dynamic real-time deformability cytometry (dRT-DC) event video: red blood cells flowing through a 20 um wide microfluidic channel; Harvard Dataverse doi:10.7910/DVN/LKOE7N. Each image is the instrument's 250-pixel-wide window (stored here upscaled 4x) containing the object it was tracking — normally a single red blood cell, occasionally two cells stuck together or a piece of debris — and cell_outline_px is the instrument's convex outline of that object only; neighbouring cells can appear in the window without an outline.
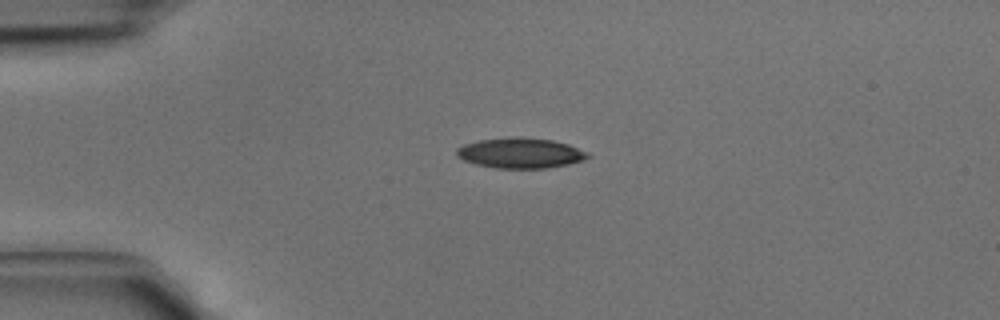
{"species": "common noctule bat (a hibernating species)", "species_latin": "Nyctalus noctula", "temperature_condition": "cold", "stored_images_in_passage": 33, "camera_frame_rate_fps": 3000, "um_per_image_px": 0.085, "animal": {"sex": "male", "body_mass_g": 15.6}, "frame": {"image": 1, "passage_image": 1, "time_ms": 0.0, "image_size_px": [1000, 320], "cell_outline_px": [[588, 156], [584, 160], [568, 164], [548, 168], [496, 168], [476, 164], [464, 160], [456, 156], [456, 148], [464, 144], [480, 140], [516, 136], [552, 140], [568, 144], [588, 152]], "centroid_in_image_um": [44.22, 13.0], "position_along_channel_um": 40.8, "area_um2": 23.12}}
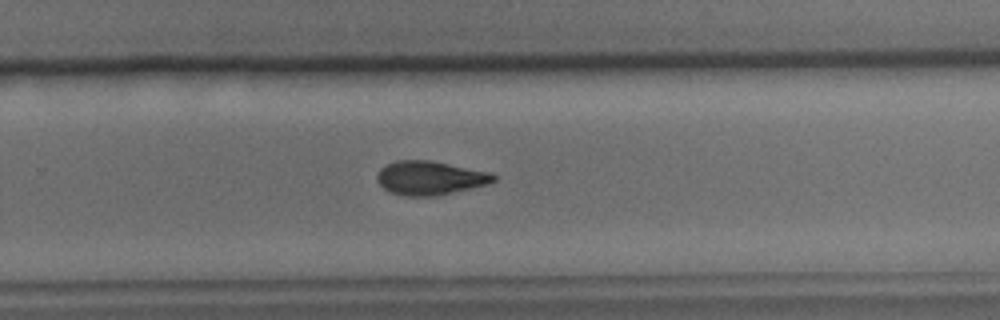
{"frame": {"image": 2, "passage_image": 19, "time_ms": 6.0, "image_size_px": [1000, 320], "cell_outline_px": [[496, 180], [488, 184], [436, 196], [408, 196], [392, 192], [384, 188], [376, 180], [376, 176], [380, 168], [396, 160], [432, 160], [492, 172], [496, 176]], "centroid_in_image_um": [36.57, 15.11], "position_along_channel_um": 293.2, "area_um2": 23.06}}
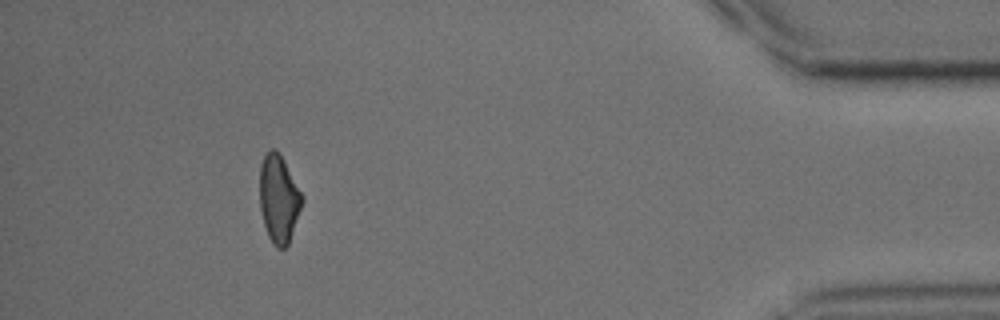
{"frame": {"image": 3, "passage_image": 30, "time_ms": 9.667, "image_size_px": [1000, 320], "cell_outline_px": [[304, 200], [288, 244], [284, 248], [276, 248], [272, 244], [268, 236], [264, 224], [260, 208], [260, 164], [264, 156], [272, 148], [276, 148], [280, 152], [304, 196]], "centroid_in_image_um": [23.7, 16.87], "position_along_channel_um": 411.5, "area_um2": 21.85}}